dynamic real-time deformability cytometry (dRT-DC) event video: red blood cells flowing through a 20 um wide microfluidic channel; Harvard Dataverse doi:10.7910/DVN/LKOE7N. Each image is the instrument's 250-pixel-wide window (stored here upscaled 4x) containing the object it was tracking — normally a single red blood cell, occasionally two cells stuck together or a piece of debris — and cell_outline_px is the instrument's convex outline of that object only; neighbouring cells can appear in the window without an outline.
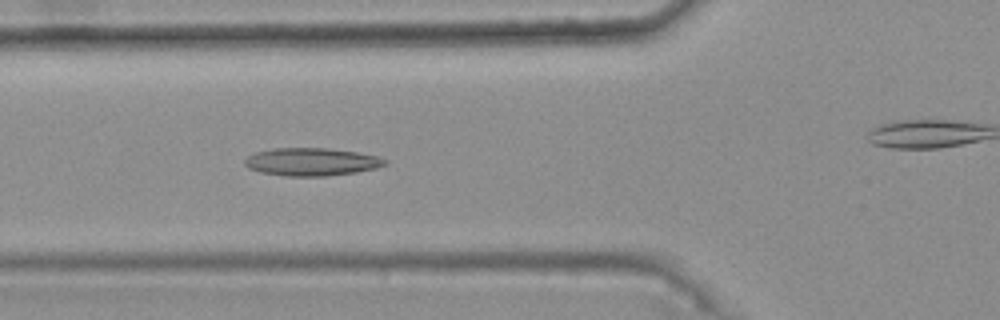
{"species": "common noctule bat (a hibernating species)", "species_latin": "Nyctalus noctula", "temperature_condition": "warm", "stored_images_in_passage": 36, "camera_frame_rate_fps": 3000, "um_per_image_px": 0.085, "animal": {"sex": "female", "body_mass_g": 25.1}, "frame": {"image": 1, "passage_image": 8, "time_ms": 2.333, "image_size_px": [1000, 320], "cell_outline_px": [[388, 164], [376, 168], [356, 172], [324, 176], [284, 176], [260, 172], [248, 168], [244, 164], [244, 160], [248, 156], [256, 152], [276, 148], [324, 148], [356, 152], [376, 156], [388, 160]], "centroid_in_image_um": [26.47, 13.76], "position_along_channel_um": 99.3, "area_um2": 22.66}}
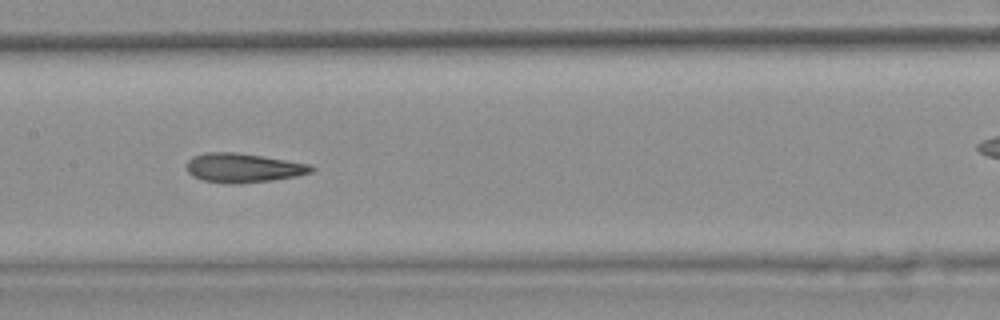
{"frame": {"image": 2, "passage_image": 15, "time_ms": 4.667, "image_size_px": [1000, 320], "cell_outline_px": [[316, 168], [312, 172], [296, 176], [272, 180], [236, 184], [228, 184], [200, 180], [192, 176], [188, 172], [188, 160], [192, 156], [208, 152], [236, 152], [312, 164]], "centroid_in_image_um": [20.68, 14.27], "position_along_channel_um": 186.7, "area_um2": 21.33}}
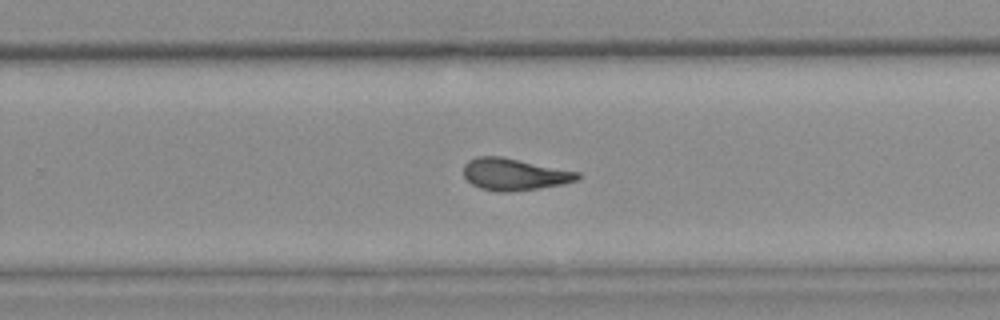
{"frame": {"image": 3, "passage_image": 23, "time_ms": 7.333, "image_size_px": [1000, 320], "cell_outline_px": [[580, 176], [576, 180], [564, 184], [540, 188], [508, 192], [496, 192], [480, 188], [472, 184], [464, 176], [464, 164], [468, 160], [476, 156], [500, 156], [580, 172]], "centroid_in_image_um": [43.7, 14.82], "position_along_channel_um": 286.1, "area_um2": 21.21}, "authors_computed_cell_mechanics": {"area_um2": 21.1548, "velocity_mm_per_s": 3.7399, "shape_relaxation_time_tau1_ms": null, "shape_relaxation_time_tau2_ms": 3.0413, "deformation_change_tau1": null, "deformation_change_tau2": 0.1222}}